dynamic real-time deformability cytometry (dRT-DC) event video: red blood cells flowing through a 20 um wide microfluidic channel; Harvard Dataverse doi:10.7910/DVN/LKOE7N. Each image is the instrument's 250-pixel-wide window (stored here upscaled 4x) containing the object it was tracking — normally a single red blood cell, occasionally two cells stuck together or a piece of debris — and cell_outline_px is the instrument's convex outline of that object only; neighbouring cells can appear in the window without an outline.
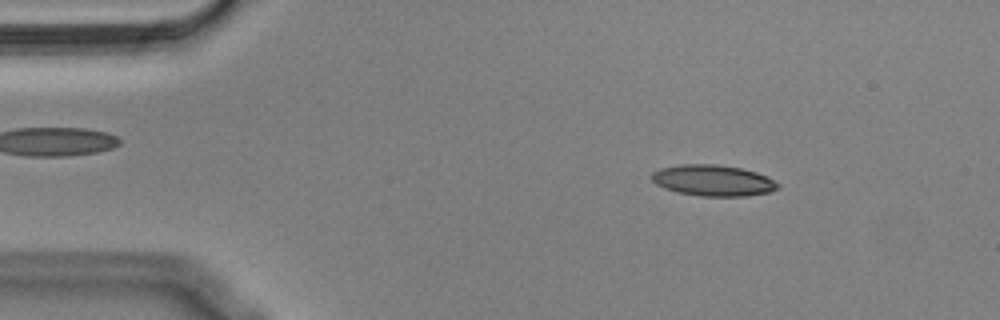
{"species": "Egyptian fruit bat (a non-hibernating species)", "species_latin": "Rousettus aegyptiacus", "temperature_condition": "cold", "stored_images_in_passage": 54, "camera_frame_rate_fps": 3000, "um_per_image_px": 0.085, "animal": {"sex": "male"}, "frame": {"image": 1, "passage_image": 7, "time_ms": 2.0, "image_size_px": [1000, 320], "cell_outline_px": [[780, 188], [768, 192], [744, 196], [700, 196], [676, 192], [664, 188], [656, 184], [652, 180], [652, 172], [660, 168], [680, 164], [716, 164], [740, 168], [756, 172], [768, 176], [780, 184]], "centroid_in_image_um": [60.61, 15.34], "position_along_channel_um": 24.4, "area_um2": 22.95}}
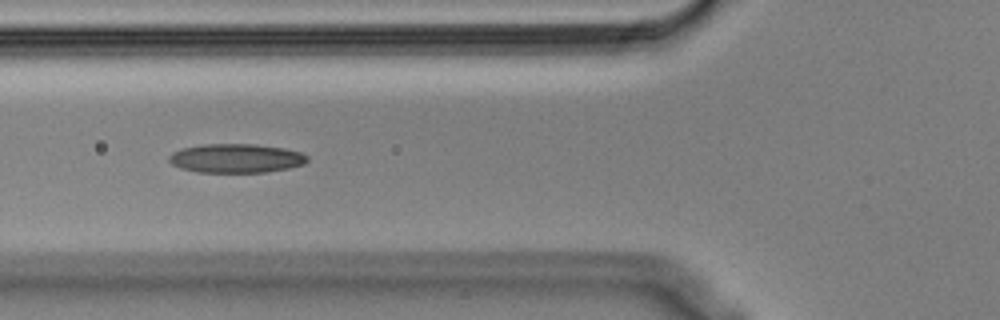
{"frame": {"image": 2, "passage_image": 19, "time_ms": 6.0, "image_size_px": [1000, 320], "cell_outline_px": [[308, 160], [304, 164], [288, 168], [264, 172], [196, 172], [180, 168], [172, 164], [168, 160], [168, 156], [172, 152], [180, 148], [204, 144], [256, 144], [284, 148], [300, 152], [308, 156]], "centroid_in_image_um": [20.03, 13.45], "position_along_channel_um": 105.8, "area_um2": 23.47}}
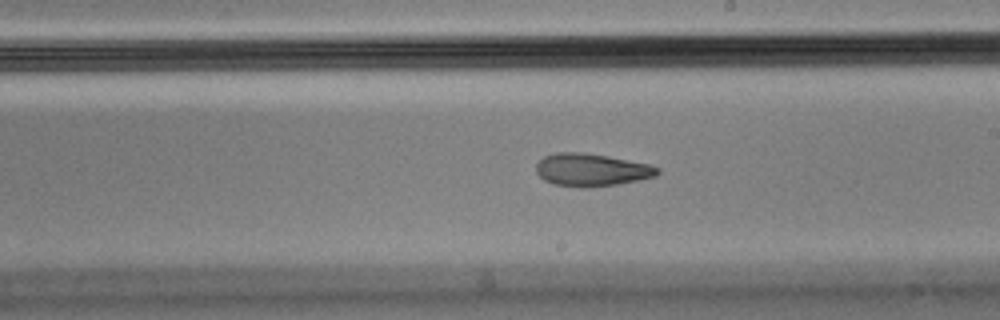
{"frame": {"image": 3, "passage_image": 30, "time_ms": 9.667, "image_size_px": [1000, 320], "cell_outline_px": [[660, 172], [656, 176], [640, 180], [616, 184], [588, 188], [580, 188], [552, 184], [544, 180], [536, 172], [536, 164], [544, 156], [556, 152], [584, 152], [608, 156], [648, 164], [660, 168]], "centroid_in_image_um": [50.26, 14.44], "position_along_channel_um": 238.7, "area_um2": 23.29}, "authors_computed_cell_mechanics": {"area_um2": 23.12, "velocity_mm_per_s": 3.6196, "shape_relaxation_time_tau1_ms": null, "shape_relaxation_time_tau2_ms": 5.5155, "deformation_change_tau1": null, "deformation_change_tau2": 0.1354}}